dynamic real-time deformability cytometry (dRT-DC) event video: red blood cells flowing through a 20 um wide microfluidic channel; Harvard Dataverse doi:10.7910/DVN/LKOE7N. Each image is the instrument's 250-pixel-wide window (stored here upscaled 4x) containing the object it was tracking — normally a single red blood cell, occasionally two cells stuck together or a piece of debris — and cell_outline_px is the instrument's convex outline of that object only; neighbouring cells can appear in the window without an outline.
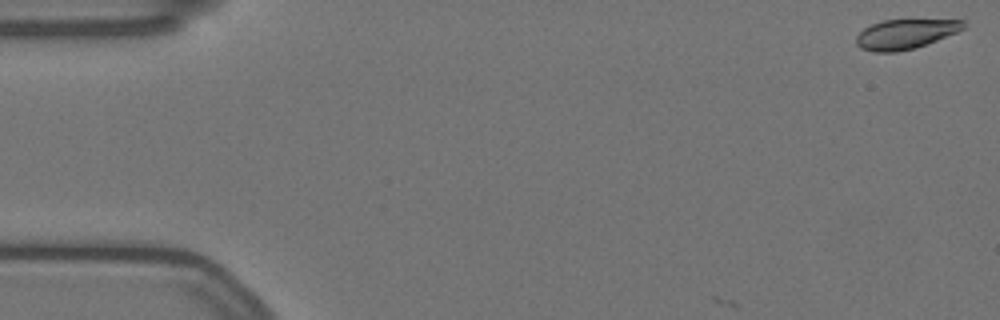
{"species": "Egyptian fruit bat (a non-hibernating species)", "species_latin": "Rousettus aegyptiacus", "temperature_condition": "warm", "stored_images_in_passage": 11, "camera_frame_rate_fps": 3000, "um_per_image_px": 0.085, "animal": {"sex": "female"}, "frame": {"image": 1, "passage_image": 1, "time_ms": 0.0, "image_size_px": [1000, 320], "cell_outline_px": [[968, 24], [964, 28], [956, 32], [916, 48], [896, 52], [872, 52], [860, 48], [856, 44], [856, 36], [864, 28], [872, 24], [884, 20], [964, 20]], "centroid_in_image_um": [76.94, 2.9], "position_along_channel_um": 8.1, "area_um2": 18.5}}